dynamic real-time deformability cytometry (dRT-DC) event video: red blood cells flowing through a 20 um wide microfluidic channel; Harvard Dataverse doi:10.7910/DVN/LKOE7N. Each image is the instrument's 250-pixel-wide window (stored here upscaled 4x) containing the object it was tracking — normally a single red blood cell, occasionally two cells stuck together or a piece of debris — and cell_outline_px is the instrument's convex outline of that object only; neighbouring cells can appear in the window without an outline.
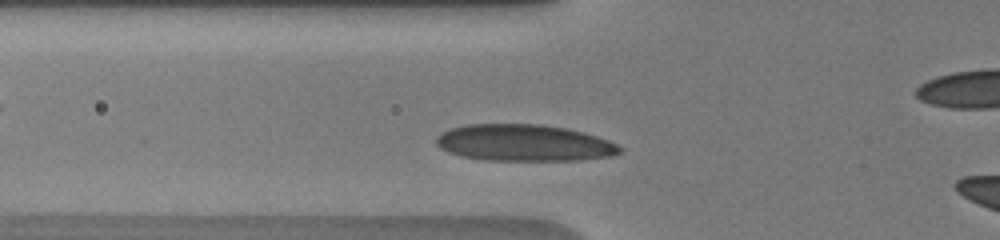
{"species": "human", "species_latin": "Homo sapiens", "temperature_condition": "warm", "stored_images_in_passage": 8, "segment_of_instrument_passage": [1, 2], "camera_frame_rate_fps": 3000, "um_per_image_px": 0.085, "donor": {"sex": "male"}, "frame": {"image": 1, "passage_image": 6, "time_ms": 1.333, "image_size_px": [1000, 240], "cell_outline_px": [[620, 152], [612, 156], [580, 160], [484, 160], [460, 156], [448, 152], [440, 148], [436, 144], [436, 136], [452, 128], [468, 124], [540, 124], [568, 128], [584, 132], [608, 140], [616, 144], [620, 148]], "centroid_in_image_um": [44.53, 12.14], "position_along_channel_um": 81.3, "area_um2": 39.19}}